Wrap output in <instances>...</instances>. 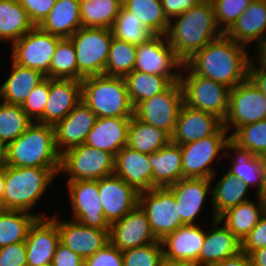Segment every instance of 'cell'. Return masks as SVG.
Instances as JSON below:
<instances>
[{"label":"cell","instance_id":"cell-51","mask_svg":"<svg viewBox=\"0 0 266 266\" xmlns=\"http://www.w3.org/2000/svg\"><path fill=\"white\" fill-rule=\"evenodd\" d=\"M29 18L38 26L54 7L56 0H18Z\"/></svg>","mask_w":266,"mask_h":266},{"label":"cell","instance_id":"cell-31","mask_svg":"<svg viewBox=\"0 0 266 266\" xmlns=\"http://www.w3.org/2000/svg\"><path fill=\"white\" fill-rule=\"evenodd\" d=\"M149 163L153 170V188L168 187L183 178L181 147L172 141L149 154Z\"/></svg>","mask_w":266,"mask_h":266},{"label":"cell","instance_id":"cell-38","mask_svg":"<svg viewBox=\"0 0 266 266\" xmlns=\"http://www.w3.org/2000/svg\"><path fill=\"white\" fill-rule=\"evenodd\" d=\"M127 91L134 108L146 99L167 90L173 82L164 76L133 70L125 77Z\"/></svg>","mask_w":266,"mask_h":266},{"label":"cell","instance_id":"cell-12","mask_svg":"<svg viewBox=\"0 0 266 266\" xmlns=\"http://www.w3.org/2000/svg\"><path fill=\"white\" fill-rule=\"evenodd\" d=\"M61 37L44 32L38 26L11 44V61L40 71L49 77L52 56Z\"/></svg>","mask_w":266,"mask_h":266},{"label":"cell","instance_id":"cell-11","mask_svg":"<svg viewBox=\"0 0 266 266\" xmlns=\"http://www.w3.org/2000/svg\"><path fill=\"white\" fill-rule=\"evenodd\" d=\"M183 104L182 85L177 81L162 93L140 102L134 108V116L146 124L163 129L172 136Z\"/></svg>","mask_w":266,"mask_h":266},{"label":"cell","instance_id":"cell-27","mask_svg":"<svg viewBox=\"0 0 266 266\" xmlns=\"http://www.w3.org/2000/svg\"><path fill=\"white\" fill-rule=\"evenodd\" d=\"M221 224L219 219H215L211 222L210 230L205 232L197 266H214L241 251V242L224 224L222 226Z\"/></svg>","mask_w":266,"mask_h":266},{"label":"cell","instance_id":"cell-32","mask_svg":"<svg viewBox=\"0 0 266 266\" xmlns=\"http://www.w3.org/2000/svg\"><path fill=\"white\" fill-rule=\"evenodd\" d=\"M38 27L52 35L70 38L82 27L80 0H56L54 7Z\"/></svg>","mask_w":266,"mask_h":266},{"label":"cell","instance_id":"cell-29","mask_svg":"<svg viewBox=\"0 0 266 266\" xmlns=\"http://www.w3.org/2000/svg\"><path fill=\"white\" fill-rule=\"evenodd\" d=\"M225 34L246 47L266 40V0H253Z\"/></svg>","mask_w":266,"mask_h":266},{"label":"cell","instance_id":"cell-6","mask_svg":"<svg viewBox=\"0 0 266 266\" xmlns=\"http://www.w3.org/2000/svg\"><path fill=\"white\" fill-rule=\"evenodd\" d=\"M180 83L184 104L213 114L224 121L228 112L231 88L210 78L196 75L184 63L180 72Z\"/></svg>","mask_w":266,"mask_h":266},{"label":"cell","instance_id":"cell-40","mask_svg":"<svg viewBox=\"0 0 266 266\" xmlns=\"http://www.w3.org/2000/svg\"><path fill=\"white\" fill-rule=\"evenodd\" d=\"M123 7L136 15L155 35H166L169 27L161 0H122Z\"/></svg>","mask_w":266,"mask_h":266},{"label":"cell","instance_id":"cell-18","mask_svg":"<svg viewBox=\"0 0 266 266\" xmlns=\"http://www.w3.org/2000/svg\"><path fill=\"white\" fill-rule=\"evenodd\" d=\"M110 242L124 251L161 241L152 232L147 214L138 204L110 226Z\"/></svg>","mask_w":266,"mask_h":266},{"label":"cell","instance_id":"cell-2","mask_svg":"<svg viewBox=\"0 0 266 266\" xmlns=\"http://www.w3.org/2000/svg\"><path fill=\"white\" fill-rule=\"evenodd\" d=\"M223 34L218 27L211 0H202L173 18L165 36L176 56L184 63Z\"/></svg>","mask_w":266,"mask_h":266},{"label":"cell","instance_id":"cell-34","mask_svg":"<svg viewBox=\"0 0 266 266\" xmlns=\"http://www.w3.org/2000/svg\"><path fill=\"white\" fill-rule=\"evenodd\" d=\"M250 188L231 175L229 172H225L221 175L220 180L217 181L216 185L211 190V202L213 207L212 221L217 219L222 213L229 208L235 207L241 203L250 201L248 196V190Z\"/></svg>","mask_w":266,"mask_h":266},{"label":"cell","instance_id":"cell-22","mask_svg":"<svg viewBox=\"0 0 266 266\" xmlns=\"http://www.w3.org/2000/svg\"><path fill=\"white\" fill-rule=\"evenodd\" d=\"M223 127V121L213 114L193 109L183 104L171 141L184 145L217 133Z\"/></svg>","mask_w":266,"mask_h":266},{"label":"cell","instance_id":"cell-25","mask_svg":"<svg viewBox=\"0 0 266 266\" xmlns=\"http://www.w3.org/2000/svg\"><path fill=\"white\" fill-rule=\"evenodd\" d=\"M114 174L122 178L138 193L153 188V170L149 154L128 146L122 147L115 156Z\"/></svg>","mask_w":266,"mask_h":266},{"label":"cell","instance_id":"cell-1","mask_svg":"<svg viewBox=\"0 0 266 266\" xmlns=\"http://www.w3.org/2000/svg\"><path fill=\"white\" fill-rule=\"evenodd\" d=\"M247 48L224 33L195 52L184 64L196 75L234 88L248 77L252 53Z\"/></svg>","mask_w":266,"mask_h":266},{"label":"cell","instance_id":"cell-57","mask_svg":"<svg viewBox=\"0 0 266 266\" xmlns=\"http://www.w3.org/2000/svg\"><path fill=\"white\" fill-rule=\"evenodd\" d=\"M257 46V60H255L254 56L251 55V62L254 65H258L257 68L266 70V40L262 41L259 44H256ZM256 61V62H255ZM258 62V63H257ZM260 62V63H259ZM257 63V64H256ZM260 65V66H259Z\"/></svg>","mask_w":266,"mask_h":266},{"label":"cell","instance_id":"cell-59","mask_svg":"<svg viewBox=\"0 0 266 266\" xmlns=\"http://www.w3.org/2000/svg\"><path fill=\"white\" fill-rule=\"evenodd\" d=\"M160 266H196V265L186 261H173L166 259L164 257L161 261Z\"/></svg>","mask_w":266,"mask_h":266},{"label":"cell","instance_id":"cell-4","mask_svg":"<svg viewBox=\"0 0 266 266\" xmlns=\"http://www.w3.org/2000/svg\"><path fill=\"white\" fill-rule=\"evenodd\" d=\"M60 168L16 167L5 165L3 209L31 212Z\"/></svg>","mask_w":266,"mask_h":266},{"label":"cell","instance_id":"cell-39","mask_svg":"<svg viewBox=\"0 0 266 266\" xmlns=\"http://www.w3.org/2000/svg\"><path fill=\"white\" fill-rule=\"evenodd\" d=\"M122 6V0H80L82 27L111 29Z\"/></svg>","mask_w":266,"mask_h":266},{"label":"cell","instance_id":"cell-44","mask_svg":"<svg viewBox=\"0 0 266 266\" xmlns=\"http://www.w3.org/2000/svg\"><path fill=\"white\" fill-rule=\"evenodd\" d=\"M49 78L77 80V59L70 38H61L58 41L50 63Z\"/></svg>","mask_w":266,"mask_h":266},{"label":"cell","instance_id":"cell-37","mask_svg":"<svg viewBox=\"0 0 266 266\" xmlns=\"http://www.w3.org/2000/svg\"><path fill=\"white\" fill-rule=\"evenodd\" d=\"M45 217L48 215L0 208V247L25 242L30 227L38 218Z\"/></svg>","mask_w":266,"mask_h":266},{"label":"cell","instance_id":"cell-56","mask_svg":"<svg viewBox=\"0 0 266 266\" xmlns=\"http://www.w3.org/2000/svg\"><path fill=\"white\" fill-rule=\"evenodd\" d=\"M214 266H253L250 256L240 251L237 255L224 259Z\"/></svg>","mask_w":266,"mask_h":266},{"label":"cell","instance_id":"cell-23","mask_svg":"<svg viewBox=\"0 0 266 266\" xmlns=\"http://www.w3.org/2000/svg\"><path fill=\"white\" fill-rule=\"evenodd\" d=\"M225 157L231 160L227 172L234 175L250 189L256 186L255 195L266 196V173L263 157L251 154L247 149L239 147L231 139L227 142ZM231 153V154H230ZM233 153V154H232Z\"/></svg>","mask_w":266,"mask_h":266},{"label":"cell","instance_id":"cell-46","mask_svg":"<svg viewBox=\"0 0 266 266\" xmlns=\"http://www.w3.org/2000/svg\"><path fill=\"white\" fill-rule=\"evenodd\" d=\"M123 266H160L164 258L161 242L122 251Z\"/></svg>","mask_w":266,"mask_h":266},{"label":"cell","instance_id":"cell-41","mask_svg":"<svg viewBox=\"0 0 266 266\" xmlns=\"http://www.w3.org/2000/svg\"><path fill=\"white\" fill-rule=\"evenodd\" d=\"M113 37L133 45H140L147 42L155 34L142 23L139 18L126 10L123 6L111 28Z\"/></svg>","mask_w":266,"mask_h":266},{"label":"cell","instance_id":"cell-54","mask_svg":"<svg viewBox=\"0 0 266 266\" xmlns=\"http://www.w3.org/2000/svg\"><path fill=\"white\" fill-rule=\"evenodd\" d=\"M202 0H161L164 13L169 21L196 6Z\"/></svg>","mask_w":266,"mask_h":266},{"label":"cell","instance_id":"cell-42","mask_svg":"<svg viewBox=\"0 0 266 266\" xmlns=\"http://www.w3.org/2000/svg\"><path fill=\"white\" fill-rule=\"evenodd\" d=\"M137 46L112 38L104 75L125 77L134 70Z\"/></svg>","mask_w":266,"mask_h":266},{"label":"cell","instance_id":"cell-10","mask_svg":"<svg viewBox=\"0 0 266 266\" xmlns=\"http://www.w3.org/2000/svg\"><path fill=\"white\" fill-rule=\"evenodd\" d=\"M266 119V96L247 78L230 89L224 128L234 133L239 127ZM231 128V129H230Z\"/></svg>","mask_w":266,"mask_h":266},{"label":"cell","instance_id":"cell-36","mask_svg":"<svg viewBox=\"0 0 266 266\" xmlns=\"http://www.w3.org/2000/svg\"><path fill=\"white\" fill-rule=\"evenodd\" d=\"M171 141V136L161 128L146 124L136 118L131 117L126 146L141 153L151 154L164 147Z\"/></svg>","mask_w":266,"mask_h":266},{"label":"cell","instance_id":"cell-53","mask_svg":"<svg viewBox=\"0 0 266 266\" xmlns=\"http://www.w3.org/2000/svg\"><path fill=\"white\" fill-rule=\"evenodd\" d=\"M52 266H84V259L68 247L59 243L53 255Z\"/></svg>","mask_w":266,"mask_h":266},{"label":"cell","instance_id":"cell-21","mask_svg":"<svg viewBox=\"0 0 266 266\" xmlns=\"http://www.w3.org/2000/svg\"><path fill=\"white\" fill-rule=\"evenodd\" d=\"M59 243L57 224L48 217L38 218L30 227L25 240L27 266L51 265Z\"/></svg>","mask_w":266,"mask_h":266},{"label":"cell","instance_id":"cell-7","mask_svg":"<svg viewBox=\"0 0 266 266\" xmlns=\"http://www.w3.org/2000/svg\"><path fill=\"white\" fill-rule=\"evenodd\" d=\"M112 38L111 29L86 27L70 37L77 59V80L104 74Z\"/></svg>","mask_w":266,"mask_h":266},{"label":"cell","instance_id":"cell-15","mask_svg":"<svg viewBox=\"0 0 266 266\" xmlns=\"http://www.w3.org/2000/svg\"><path fill=\"white\" fill-rule=\"evenodd\" d=\"M71 205V219L82 225L100 230H110L104 217L98 180H76L66 183Z\"/></svg>","mask_w":266,"mask_h":266},{"label":"cell","instance_id":"cell-47","mask_svg":"<svg viewBox=\"0 0 266 266\" xmlns=\"http://www.w3.org/2000/svg\"><path fill=\"white\" fill-rule=\"evenodd\" d=\"M253 0H211L218 27L226 33Z\"/></svg>","mask_w":266,"mask_h":266},{"label":"cell","instance_id":"cell-28","mask_svg":"<svg viewBox=\"0 0 266 266\" xmlns=\"http://www.w3.org/2000/svg\"><path fill=\"white\" fill-rule=\"evenodd\" d=\"M130 119L131 117H97L85 144L107 151L115 157L126 146Z\"/></svg>","mask_w":266,"mask_h":266},{"label":"cell","instance_id":"cell-16","mask_svg":"<svg viewBox=\"0 0 266 266\" xmlns=\"http://www.w3.org/2000/svg\"><path fill=\"white\" fill-rule=\"evenodd\" d=\"M98 191L110 226L139 204V193L115 174L98 179Z\"/></svg>","mask_w":266,"mask_h":266},{"label":"cell","instance_id":"cell-24","mask_svg":"<svg viewBox=\"0 0 266 266\" xmlns=\"http://www.w3.org/2000/svg\"><path fill=\"white\" fill-rule=\"evenodd\" d=\"M96 119V114L81 101L63 120L53 126L57 150L62 154L69 148L84 144Z\"/></svg>","mask_w":266,"mask_h":266},{"label":"cell","instance_id":"cell-58","mask_svg":"<svg viewBox=\"0 0 266 266\" xmlns=\"http://www.w3.org/2000/svg\"><path fill=\"white\" fill-rule=\"evenodd\" d=\"M249 256L253 266H266V247L253 251Z\"/></svg>","mask_w":266,"mask_h":266},{"label":"cell","instance_id":"cell-52","mask_svg":"<svg viewBox=\"0 0 266 266\" xmlns=\"http://www.w3.org/2000/svg\"><path fill=\"white\" fill-rule=\"evenodd\" d=\"M263 247H266V213L241 243V251L250 255Z\"/></svg>","mask_w":266,"mask_h":266},{"label":"cell","instance_id":"cell-30","mask_svg":"<svg viewBox=\"0 0 266 266\" xmlns=\"http://www.w3.org/2000/svg\"><path fill=\"white\" fill-rule=\"evenodd\" d=\"M255 197L257 202L250 200L241 203L229 208L217 218L241 243L266 213V196Z\"/></svg>","mask_w":266,"mask_h":266},{"label":"cell","instance_id":"cell-61","mask_svg":"<svg viewBox=\"0 0 266 266\" xmlns=\"http://www.w3.org/2000/svg\"><path fill=\"white\" fill-rule=\"evenodd\" d=\"M6 162V146L0 141V168L5 165Z\"/></svg>","mask_w":266,"mask_h":266},{"label":"cell","instance_id":"cell-5","mask_svg":"<svg viewBox=\"0 0 266 266\" xmlns=\"http://www.w3.org/2000/svg\"><path fill=\"white\" fill-rule=\"evenodd\" d=\"M82 101L100 117H132L134 106L130 100L124 77L96 75L83 78Z\"/></svg>","mask_w":266,"mask_h":266},{"label":"cell","instance_id":"cell-3","mask_svg":"<svg viewBox=\"0 0 266 266\" xmlns=\"http://www.w3.org/2000/svg\"><path fill=\"white\" fill-rule=\"evenodd\" d=\"M61 153L55 144L54 127L32 122L25 132L6 146L5 165L60 168Z\"/></svg>","mask_w":266,"mask_h":266},{"label":"cell","instance_id":"cell-14","mask_svg":"<svg viewBox=\"0 0 266 266\" xmlns=\"http://www.w3.org/2000/svg\"><path fill=\"white\" fill-rule=\"evenodd\" d=\"M183 62L176 56L165 35H154L137 45L134 70L180 81Z\"/></svg>","mask_w":266,"mask_h":266},{"label":"cell","instance_id":"cell-19","mask_svg":"<svg viewBox=\"0 0 266 266\" xmlns=\"http://www.w3.org/2000/svg\"><path fill=\"white\" fill-rule=\"evenodd\" d=\"M210 178H182L168 188L173 192L176 199L179 216L183 225H195L198 216L205 206L208 195L211 197L212 183Z\"/></svg>","mask_w":266,"mask_h":266},{"label":"cell","instance_id":"cell-33","mask_svg":"<svg viewBox=\"0 0 266 266\" xmlns=\"http://www.w3.org/2000/svg\"><path fill=\"white\" fill-rule=\"evenodd\" d=\"M11 64V73L0 86V98L7 104L22 105L46 76L40 71L20 66L13 61Z\"/></svg>","mask_w":266,"mask_h":266},{"label":"cell","instance_id":"cell-55","mask_svg":"<svg viewBox=\"0 0 266 266\" xmlns=\"http://www.w3.org/2000/svg\"><path fill=\"white\" fill-rule=\"evenodd\" d=\"M247 78L266 96V70L257 68L250 61Z\"/></svg>","mask_w":266,"mask_h":266},{"label":"cell","instance_id":"cell-9","mask_svg":"<svg viewBox=\"0 0 266 266\" xmlns=\"http://www.w3.org/2000/svg\"><path fill=\"white\" fill-rule=\"evenodd\" d=\"M224 126L215 134L192 143L180 145L183 178H210L216 175L213 168L218 157L225 155L230 134ZM228 136V137H227ZM223 151V154L221 153ZM221 154V156H220Z\"/></svg>","mask_w":266,"mask_h":266},{"label":"cell","instance_id":"cell-35","mask_svg":"<svg viewBox=\"0 0 266 266\" xmlns=\"http://www.w3.org/2000/svg\"><path fill=\"white\" fill-rule=\"evenodd\" d=\"M35 27L18 0H0V41L14 43Z\"/></svg>","mask_w":266,"mask_h":266},{"label":"cell","instance_id":"cell-45","mask_svg":"<svg viewBox=\"0 0 266 266\" xmlns=\"http://www.w3.org/2000/svg\"><path fill=\"white\" fill-rule=\"evenodd\" d=\"M230 134V139L239 147L247 149L253 155H266V119L243 125Z\"/></svg>","mask_w":266,"mask_h":266},{"label":"cell","instance_id":"cell-43","mask_svg":"<svg viewBox=\"0 0 266 266\" xmlns=\"http://www.w3.org/2000/svg\"><path fill=\"white\" fill-rule=\"evenodd\" d=\"M32 122L21 105L0 102V141L5 146L25 132Z\"/></svg>","mask_w":266,"mask_h":266},{"label":"cell","instance_id":"cell-26","mask_svg":"<svg viewBox=\"0 0 266 266\" xmlns=\"http://www.w3.org/2000/svg\"><path fill=\"white\" fill-rule=\"evenodd\" d=\"M201 225H183L167 234L161 241L166 259L186 261L197 266L200 249L205 240V232Z\"/></svg>","mask_w":266,"mask_h":266},{"label":"cell","instance_id":"cell-62","mask_svg":"<svg viewBox=\"0 0 266 266\" xmlns=\"http://www.w3.org/2000/svg\"><path fill=\"white\" fill-rule=\"evenodd\" d=\"M263 162H264V166H265V173H266V155L263 157Z\"/></svg>","mask_w":266,"mask_h":266},{"label":"cell","instance_id":"cell-60","mask_svg":"<svg viewBox=\"0 0 266 266\" xmlns=\"http://www.w3.org/2000/svg\"><path fill=\"white\" fill-rule=\"evenodd\" d=\"M5 184V165L0 168V208L3 209V195Z\"/></svg>","mask_w":266,"mask_h":266},{"label":"cell","instance_id":"cell-8","mask_svg":"<svg viewBox=\"0 0 266 266\" xmlns=\"http://www.w3.org/2000/svg\"><path fill=\"white\" fill-rule=\"evenodd\" d=\"M115 157L107 151L80 144L61 154L60 171L67 181L98 180L114 174Z\"/></svg>","mask_w":266,"mask_h":266},{"label":"cell","instance_id":"cell-50","mask_svg":"<svg viewBox=\"0 0 266 266\" xmlns=\"http://www.w3.org/2000/svg\"><path fill=\"white\" fill-rule=\"evenodd\" d=\"M0 266H27L25 242L0 247Z\"/></svg>","mask_w":266,"mask_h":266},{"label":"cell","instance_id":"cell-20","mask_svg":"<svg viewBox=\"0 0 266 266\" xmlns=\"http://www.w3.org/2000/svg\"><path fill=\"white\" fill-rule=\"evenodd\" d=\"M82 101L81 81L50 78L48 101L44 114L36 121L54 126Z\"/></svg>","mask_w":266,"mask_h":266},{"label":"cell","instance_id":"cell-17","mask_svg":"<svg viewBox=\"0 0 266 266\" xmlns=\"http://www.w3.org/2000/svg\"><path fill=\"white\" fill-rule=\"evenodd\" d=\"M52 217L51 219L57 224L60 243L79 254L84 260L110 242V230L91 228L72 219L61 222L58 215Z\"/></svg>","mask_w":266,"mask_h":266},{"label":"cell","instance_id":"cell-13","mask_svg":"<svg viewBox=\"0 0 266 266\" xmlns=\"http://www.w3.org/2000/svg\"><path fill=\"white\" fill-rule=\"evenodd\" d=\"M139 205L145 211L158 240L182 226L178 205L168 187H154L139 193Z\"/></svg>","mask_w":266,"mask_h":266},{"label":"cell","instance_id":"cell-48","mask_svg":"<svg viewBox=\"0 0 266 266\" xmlns=\"http://www.w3.org/2000/svg\"><path fill=\"white\" fill-rule=\"evenodd\" d=\"M50 78L45 77L29 94L21 105L27 116L36 122L43 114L48 101Z\"/></svg>","mask_w":266,"mask_h":266},{"label":"cell","instance_id":"cell-49","mask_svg":"<svg viewBox=\"0 0 266 266\" xmlns=\"http://www.w3.org/2000/svg\"><path fill=\"white\" fill-rule=\"evenodd\" d=\"M84 266H123L122 251L111 242L84 260Z\"/></svg>","mask_w":266,"mask_h":266}]
</instances>
